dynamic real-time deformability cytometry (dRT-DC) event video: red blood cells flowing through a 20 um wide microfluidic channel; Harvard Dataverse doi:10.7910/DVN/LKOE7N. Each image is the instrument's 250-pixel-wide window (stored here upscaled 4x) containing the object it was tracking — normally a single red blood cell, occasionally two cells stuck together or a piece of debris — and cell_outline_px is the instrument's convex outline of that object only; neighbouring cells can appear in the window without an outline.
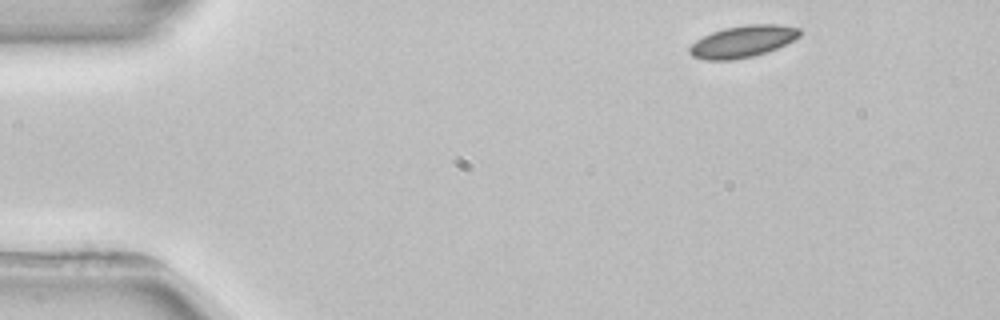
{"species": "common noctule bat (a hibernating species)", "species_latin": "Nyctalus noctula", "temperature_condition": "room temperature", "stored_images_in_passage": 3, "camera_frame_rate_fps": 3000, "um_per_image_px": 0.085, "animal": {"sex": "female", "body_mass_g": 22.7, "forearm_length_mm": 54.2}, "frame": {"image": 1, "passage_image": 1, "time_ms": 0.0, "image_size_px": [1000, 320], "cell_outline_px": [[800, 36], [768, 52], [752, 56], [732, 60], [704, 60], [692, 56], [688, 52], [688, 48], [696, 40], [712, 32], [724, 28], [748, 24], [780, 24], [800, 28]], "centroid_in_image_um": [63.11, 3.52], "position_along_channel_um": 21.9, "area_um2": 20.4}}